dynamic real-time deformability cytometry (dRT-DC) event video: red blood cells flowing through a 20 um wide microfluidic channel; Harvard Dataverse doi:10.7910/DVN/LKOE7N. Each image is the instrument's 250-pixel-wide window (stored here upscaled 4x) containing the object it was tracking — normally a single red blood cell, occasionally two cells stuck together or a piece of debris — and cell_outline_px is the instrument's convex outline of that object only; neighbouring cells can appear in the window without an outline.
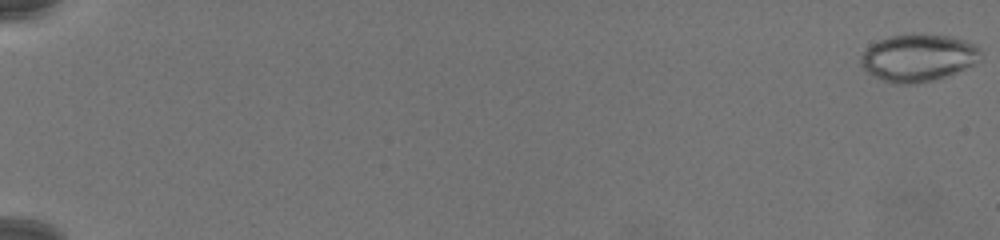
{"species": "common noctule bat (a hibernating species)", "species_latin": "Nyctalus noctula", "temperature_condition": "warm", "stored_images_in_passage": 77, "camera_frame_rate_fps": 3000, "um_per_image_px": 0.085, "animal": {"sex": "female", "body_mass_g": 19.5, "forearm_length_mm": 54.1}, "frame": {"image": 1, "passage_image": 1, "time_ms": 0.0, "image_size_px": [1000, 240], "cell_outline_px": [[980, 60], [964, 68], [936, 80], [912, 84], [892, 84], [868, 72], [860, 64], [860, 56], [872, 44], [880, 40], [892, 36], [912, 32], [952, 36], [976, 44], [980, 48]], "centroid_in_image_um": [78.06, 4.89], "position_along_channel_um": 6.9, "area_um2": 33.12}}
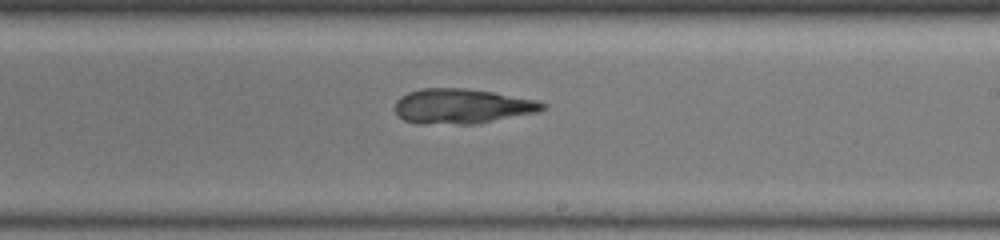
{"frame": {"image": 2, "passage_image": 50, "time_ms": 16.333, "image_size_px": [1000, 240], "cell_outline_px": [[548, 104], [540, 112], [476, 124], [416, 124], [404, 120], [396, 112], [396, 100], [400, 96], [408, 92], [420, 88], [464, 88], [492, 92], [540, 100]], "centroid_in_image_um": [39.3, 9.03], "position_along_channel_um": 249.7, "area_um2": 30.4}}
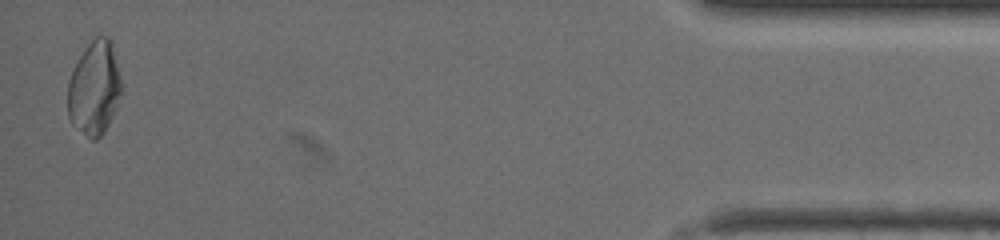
{"frame": {"image": 3, "passage_image": 76, "time_ms": 25.0, "image_size_px": [1000, 240], "cell_outline_px": [[124, 88], [116, 108], [104, 132], [96, 140], [92, 140], [72, 124], [68, 116], [68, 80], [72, 68], [76, 60], [84, 48], [96, 36], [108, 36], [112, 40], [124, 84]], "centroid_in_image_um": [8.05, 7.44], "position_along_channel_um": 427.1, "area_um2": 30.17}}